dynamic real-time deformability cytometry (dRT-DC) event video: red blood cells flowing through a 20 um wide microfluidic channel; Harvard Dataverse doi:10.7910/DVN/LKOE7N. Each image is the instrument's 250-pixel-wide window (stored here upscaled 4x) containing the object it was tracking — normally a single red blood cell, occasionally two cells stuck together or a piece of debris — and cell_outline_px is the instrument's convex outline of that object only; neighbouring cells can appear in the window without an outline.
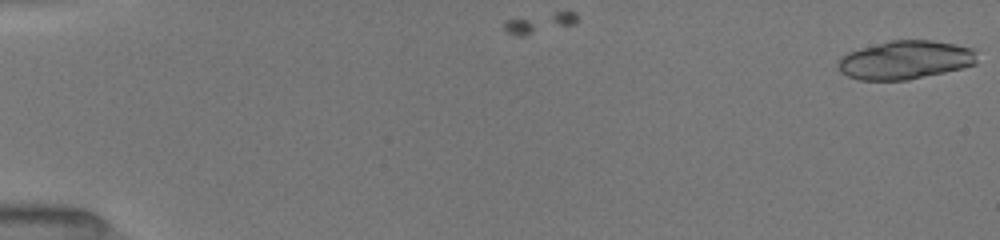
{"species": "common noctule bat (a hibernating species)", "species_latin": "Nyctalus noctula", "temperature_condition": "room temperature", "stored_images_in_passage": 2, "camera_frame_rate_fps": 3000, "um_per_image_px": 0.085, "animal": {"sex": "female", "body_mass_g": 19.5, "forearm_length_mm": 54.1}, "frame": {"image": 1, "passage_image": 2, "time_ms": 0.333, "image_size_px": [1000, 240], "cell_outline_px": [[976, 64], [944, 72], [908, 80], [860, 80], [848, 76], [840, 72], [836, 64], [840, 56], [848, 52], [860, 48], [888, 40], [932, 40], [956, 44], [976, 48]], "centroid_in_image_um": [76.93, 5.08], "position_along_channel_um": 8.1, "area_um2": 31.5}}